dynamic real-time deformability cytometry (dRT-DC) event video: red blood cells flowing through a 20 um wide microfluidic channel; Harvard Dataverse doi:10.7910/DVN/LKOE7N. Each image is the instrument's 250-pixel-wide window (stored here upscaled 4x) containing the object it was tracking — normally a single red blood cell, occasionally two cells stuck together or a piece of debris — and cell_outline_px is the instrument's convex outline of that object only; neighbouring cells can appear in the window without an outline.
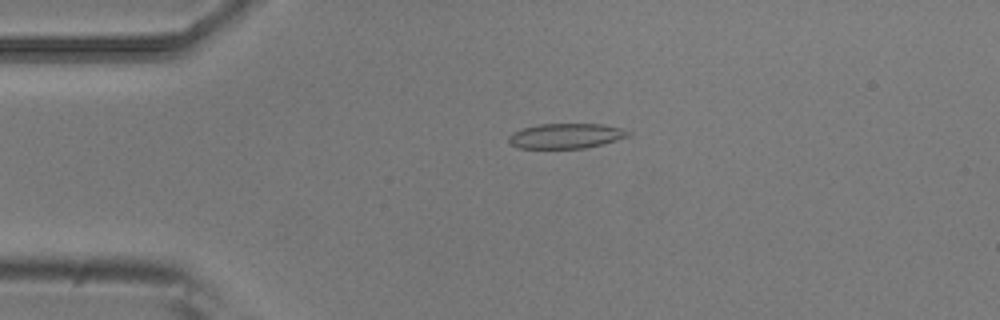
{"species": "common noctule bat (a hibernating species)", "species_latin": "Nyctalus noctula", "temperature_condition": "room temperature", "stored_images_in_passage": 2, "camera_frame_rate_fps": 3000, "um_per_image_px": 0.085, "animal": {"sex": "male", "body_mass_g": 20.5, "forearm_length_mm": 52.5}, "frame": {"image": 1, "passage_image": 1, "time_ms": 0.0, "image_size_px": [1000, 320], "cell_outline_px": [[632, 136], [604, 144], [584, 148], [520, 148], [508, 144], [508, 136], [512, 132], [520, 128], [540, 124], [604, 124], [620, 128], [632, 132]], "centroid_in_image_um": [48.11, 11.55], "position_along_channel_um": 36.9, "area_um2": 17.74}}